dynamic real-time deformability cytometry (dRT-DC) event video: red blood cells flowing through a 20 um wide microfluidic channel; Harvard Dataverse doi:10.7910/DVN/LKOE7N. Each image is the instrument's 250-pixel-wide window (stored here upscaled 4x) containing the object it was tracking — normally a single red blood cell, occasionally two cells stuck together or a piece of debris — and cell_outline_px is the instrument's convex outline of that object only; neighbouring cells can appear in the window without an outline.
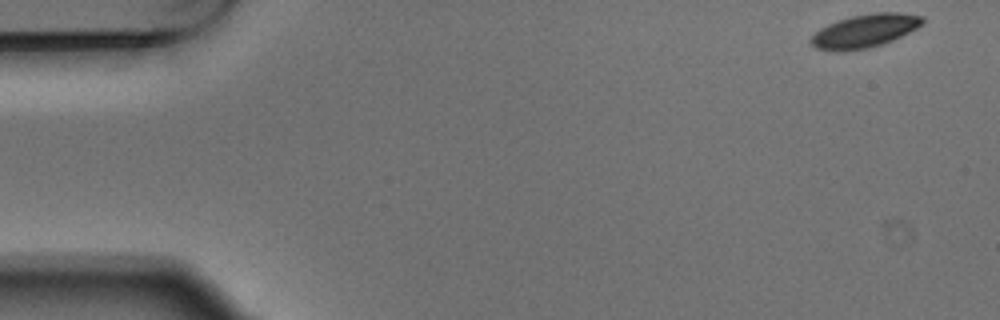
{"species": "Egyptian fruit bat (a non-hibernating species)", "species_latin": "Rousettus aegyptiacus", "temperature_condition": "warm", "stored_images_in_passage": 5, "camera_frame_rate_fps": 3000, "um_per_image_px": 0.085, "animal": {"sex": "male"}, "frame": {"image": 1, "passage_image": 1, "time_ms": 0.0, "image_size_px": [1000, 320], "cell_outline_px": [[924, 24], [884, 44], [868, 48], [840, 52], [836, 52], [816, 48], [808, 40], [820, 28], [828, 24], [852, 16], [876, 12], [900, 12], [924, 16]], "centroid_in_image_um": [73.51, 2.63], "position_along_channel_um": 11.5, "area_um2": 21.68}}
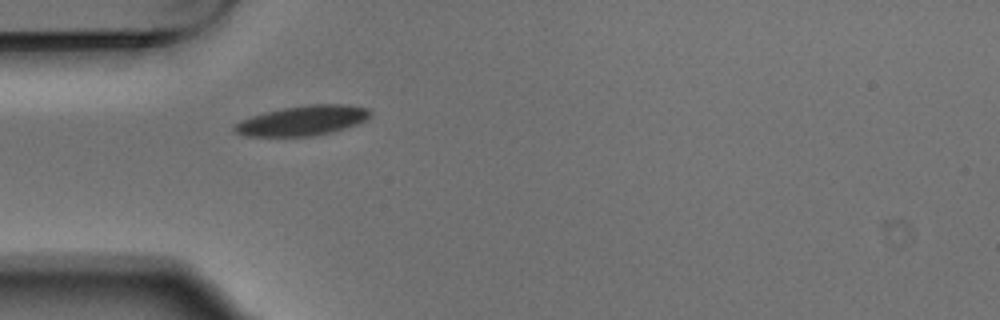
{"frame": {"image": 2, "passage_image": 5, "time_ms": 1.333, "image_size_px": [1000, 320], "cell_outline_px": [[372, 112], [364, 120], [356, 124], [328, 132], [312, 136], [244, 136], [236, 132], [232, 128], [232, 124], [240, 120], [264, 112], [284, 108], [308, 104], [344, 104], [368, 108]], "centroid_in_image_um": [25.65, 10.24], "position_along_channel_um": 59.3, "area_um2": 23.41}}